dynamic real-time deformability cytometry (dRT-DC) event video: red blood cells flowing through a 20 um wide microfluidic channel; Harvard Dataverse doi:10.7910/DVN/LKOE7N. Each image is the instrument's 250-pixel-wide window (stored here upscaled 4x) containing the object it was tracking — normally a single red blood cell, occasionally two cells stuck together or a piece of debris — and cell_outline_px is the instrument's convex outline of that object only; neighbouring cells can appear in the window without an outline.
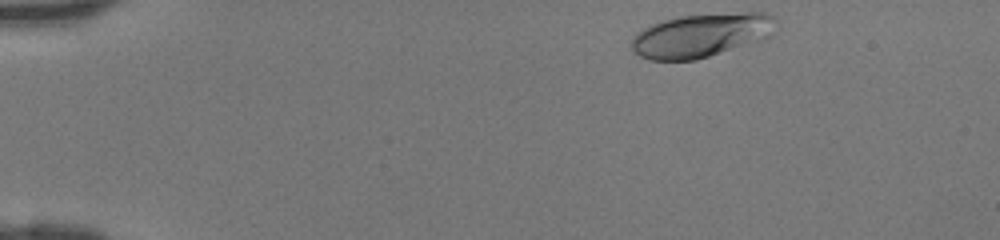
{"species": "human", "species_latin": "Homo sapiens", "temperature_condition": "room temperature", "stored_images_in_passage": 40, "camera_frame_rate_fps": 3000, "um_per_image_px": 0.085, "donor": {"sex": "female"}, "frame": {"image": 1, "passage_image": 1, "time_ms": 0.0, "image_size_px": [1000, 240], "cell_outline_px": [[776, 20], [772, 36], [760, 40], [696, 60], [648, 60], [640, 56], [632, 48], [632, 36], [636, 32], [652, 24], [664, 20], [680, 16], [748, 12], [764, 12], [772, 16]], "centroid_in_image_um": [59.6, 3.0], "position_along_channel_um": 25.4, "area_um2": 36.59}}
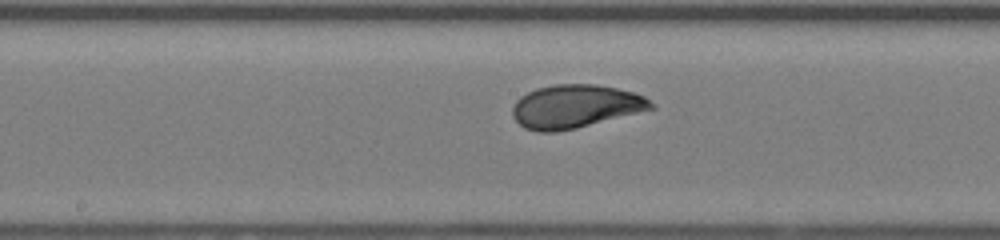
{"frame": {"image": 2, "passage_image": 19, "time_ms": 6.0, "image_size_px": [1000, 240], "cell_outline_px": [[656, 108], [576, 128], [556, 132], [540, 132], [524, 128], [512, 116], [512, 108], [516, 100], [520, 96], [536, 88], [556, 84], [596, 84], [616, 88], [632, 92], [644, 96], [656, 104]], "centroid_in_image_um": [48.9, 9.04], "position_along_channel_um": 199.3, "area_um2": 35.03}}
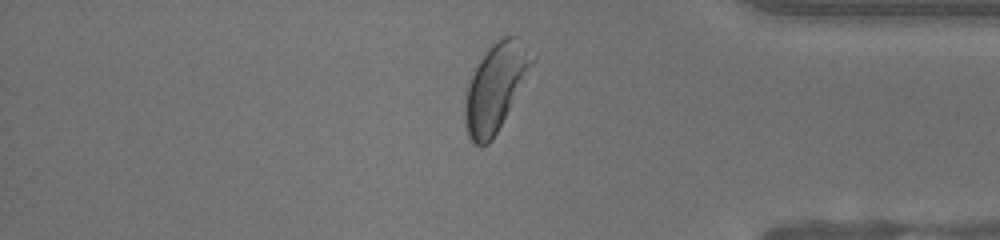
{"frame": {"image": 3, "passage_image": 33, "time_ms": 10.667, "image_size_px": [1000, 240], "cell_outline_px": [[536, 56], [532, 64], [492, 140], [488, 144], [480, 148], [468, 136], [464, 124], [464, 100], [468, 84], [480, 60], [488, 48], [492, 44], [504, 36], [520, 36]], "centroid_in_image_um": [42.1, 7.4], "position_along_channel_um": 393.1, "area_um2": 33.52}}